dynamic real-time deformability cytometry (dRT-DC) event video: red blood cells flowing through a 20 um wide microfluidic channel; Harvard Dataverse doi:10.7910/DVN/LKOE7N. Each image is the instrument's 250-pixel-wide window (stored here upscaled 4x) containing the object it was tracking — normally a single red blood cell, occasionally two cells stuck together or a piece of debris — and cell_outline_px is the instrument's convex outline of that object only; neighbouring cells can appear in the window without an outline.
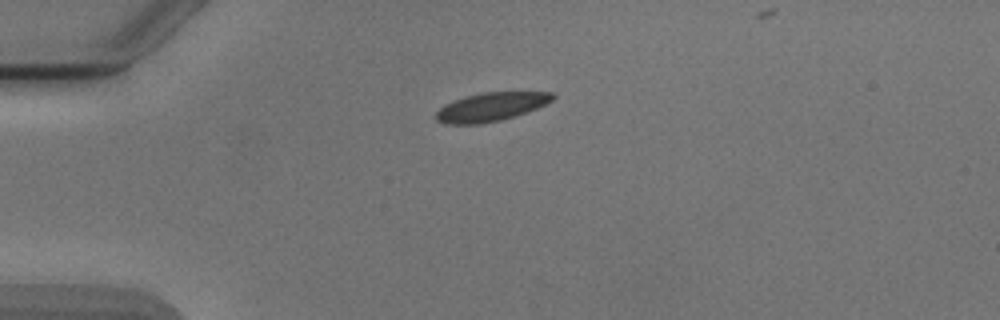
{"species": "Egyptian fruit bat (a non-hibernating species)", "species_latin": "Rousettus aegyptiacus", "temperature_condition": "cold", "stored_images_in_passage": 4, "camera_frame_rate_fps": 3000, "um_per_image_px": 0.085, "animal": {"sex": "male"}, "frame": {"image": 1, "passage_image": 1, "time_ms": 0.0, "image_size_px": [1000, 320], "cell_outline_px": [[556, 96], [552, 100], [536, 108], [500, 120], [480, 124], [444, 124], [436, 120], [436, 112], [444, 104], [452, 100], [464, 96], [484, 92], [552, 92]], "centroid_in_image_um": [41.67, 9.08], "position_along_channel_um": 43.3, "area_um2": 19.31}}
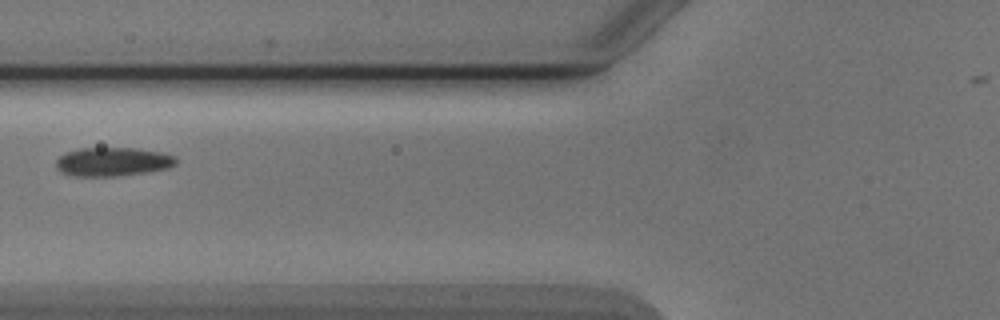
{"frame": {"image": 2, "passage_image": 3, "time_ms": 2.667, "image_size_px": [1000, 320], "cell_outline_px": [[180, 160], [176, 164], [168, 168], [120, 176], [68, 176], [60, 172], [56, 168], [56, 160], [64, 152], [80, 148], [136, 148], [160, 152], [176, 156]], "centroid_in_image_um": [9.56, 13.75], "position_along_channel_um": 116.2, "area_um2": 20.4}}
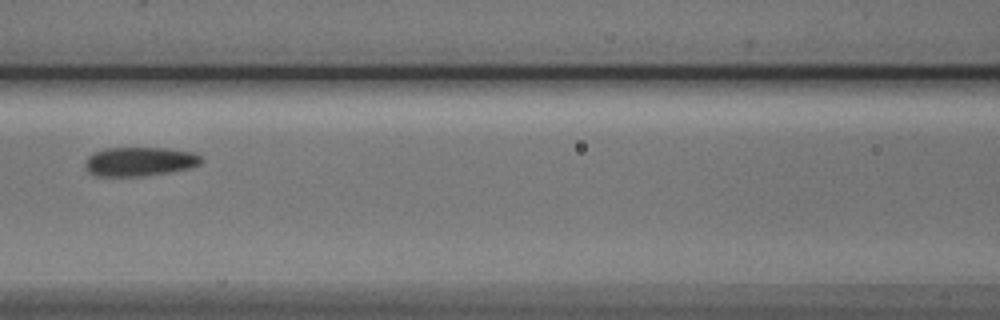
{"frame": {"image": 3, "passage_image": 4, "time_ms": 3.667, "image_size_px": [1000, 320], "cell_outline_px": [[204, 160], [200, 164], [192, 168], [168, 172], [140, 176], [96, 176], [88, 172], [84, 164], [88, 156], [92, 152], [108, 148], [168, 148], [192, 152], [200, 156]], "centroid_in_image_um": [11.86, 13.73], "position_along_channel_um": 154.7, "area_um2": 19.77}}